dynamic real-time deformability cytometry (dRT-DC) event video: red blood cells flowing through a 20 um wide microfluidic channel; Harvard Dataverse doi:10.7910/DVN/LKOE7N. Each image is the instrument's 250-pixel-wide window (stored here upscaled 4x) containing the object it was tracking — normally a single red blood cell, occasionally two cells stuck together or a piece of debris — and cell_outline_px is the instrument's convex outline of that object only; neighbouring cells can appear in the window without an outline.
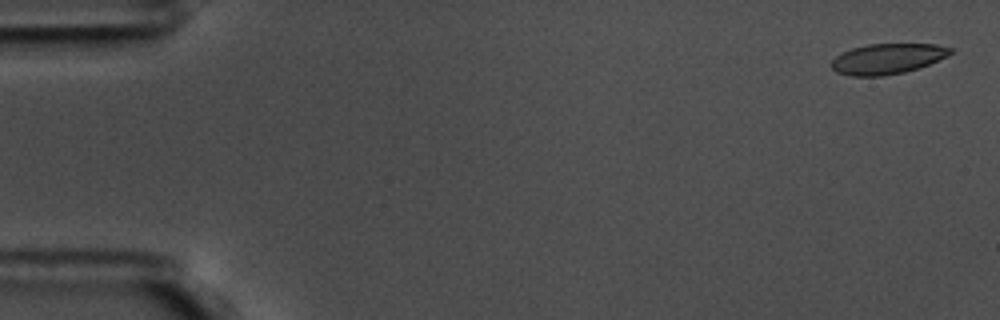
{"species": "common noctule bat (a hibernating species)", "species_latin": "Nyctalus noctula", "temperature_condition": "warm", "stored_images_in_passage": 57, "camera_frame_rate_fps": 3000, "um_per_image_px": 0.085, "animal": {"sex": "male", "body_mass_g": 17.5, "forearm_length_mm": 52.3}, "frame": {"image": 1, "passage_image": 2, "time_ms": 0.333, "image_size_px": [1000, 320], "cell_outline_px": [[952, 52], [948, 56], [920, 68], [904, 72], [884, 76], [852, 76], [836, 72], [832, 68], [832, 60], [836, 56], [852, 48], [868, 44], [936, 44], [952, 48]], "centroid_in_image_um": [75.45, 5.0], "position_along_channel_um": 9.5, "area_um2": 21.1}}
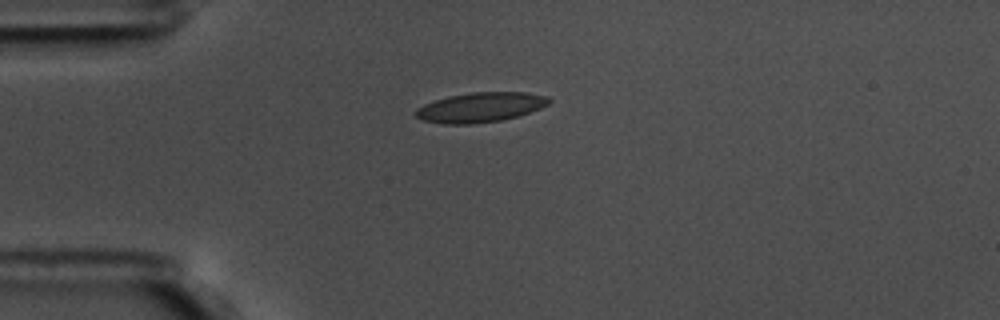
{"frame": {"image": 2, "passage_image": 15, "time_ms": 4.667, "image_size_px": [1000, 320], "cell_outline_px": [[552, 100], [548, 104], [540, 108], [520, 116], [500, 120], [472, 124], [444, 124], [424, 120], [416, 116], [416, 112], [424, 104], [448, 96], [472, 92], [528, 92], [548, 96]], "centroid_in_image_um": [40.9, 9.11], "position_along_channel_um": 44.1, "area_um2": 23.0}}
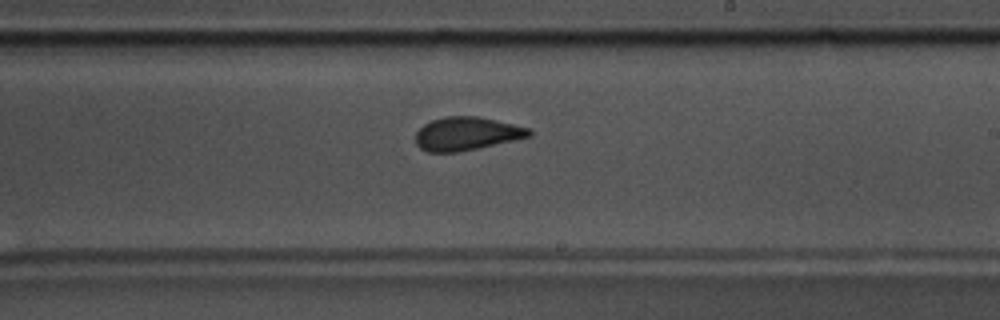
{"frame": {"image": 3, "passage_image": 34, "time_ms": 11.0, "image_size_px": [1000, 320], "cell_outline_px": [[532, 136], [476, 148], [456, 152], [428, 152], [420, 148], [416, 144], [416, 132], [424, 124], [432, 120], [444, 116], [480, 116], [532, 128]], "centroid_in_image_um": [39.68, 11.34], "position_along_channel_um": 249.3, "area_um2": 22.08}, "authors_computed_cell_mechanics": {"area_um2": 22.0796, "velocity_mm_per_s": 3.5858, "shape_relaxation_time_tau1_ms": 3.9842, "shape_relaxation_time_tau2_ms": 1.4398, "deformation_change_tau1": 0.1233, "deformation_change_tau2": 0.0766}}